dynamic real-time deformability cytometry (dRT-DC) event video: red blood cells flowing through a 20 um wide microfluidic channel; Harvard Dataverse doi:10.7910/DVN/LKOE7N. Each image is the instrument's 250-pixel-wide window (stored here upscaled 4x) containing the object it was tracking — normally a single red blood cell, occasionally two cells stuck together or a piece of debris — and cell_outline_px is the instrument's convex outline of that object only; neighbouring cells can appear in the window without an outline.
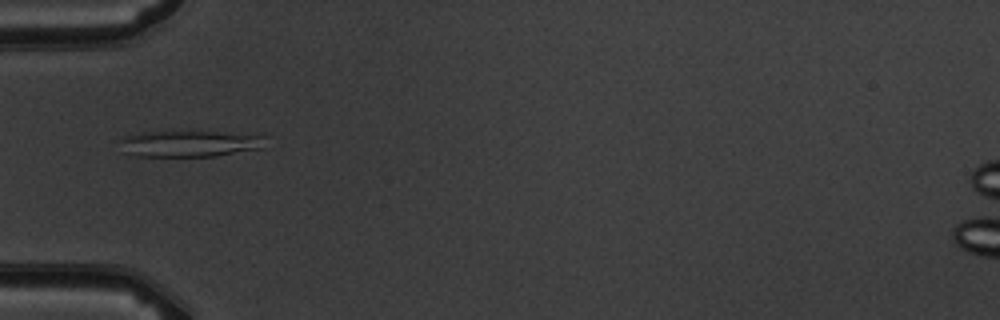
{"species": "common noctule bat (a hibernating species)", "species_latin": "Nyctalus noctula", "temperature_condition": "warm", "stored_images_in_passage": 5, "camera_frame_rate_fps": 3000, "um_per_image_px": 0.085, "animal": {"sex": "male", "body_mass_g": 19.5, "forearm_length_mm": 54.6}, "frame": {"image": 1, "passage_image": 2, "time_ms": 1.333, "image_size_px": [1000, 320], "cell_outline_px": [[264, 148], [216, 156], [136, 156], [124, 152], [116, 140], [124, 136], [140, 132], [212, 132], [264, 136]], "centroid_in_image_um": [16.02, 12.22], "position_along_channel_um": 69.0, "area_um2": 22.2}}
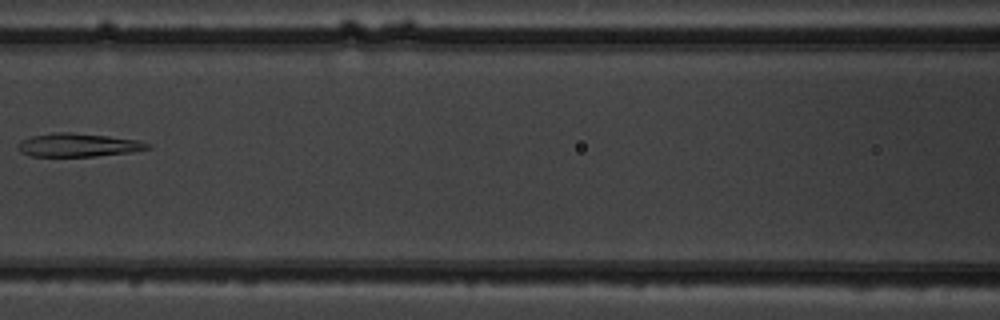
{"frame": {"image": 2, "passage_image": 4, "time_ms": 3.667, "image_size_px": [1000, 320], "cell_outline_px": [[152, 148], [132, 152], [96, 156], [32, 156], [20, 152], [16, 148], [20, 140], [32, 136], [56, 132], [72, 132], [108, 136], [140, 140], [152, 144]], "centroid_in_image_um": [6.68, 12.32], "position_along_channel_um": 159.9, "area_um2": 17.86}}
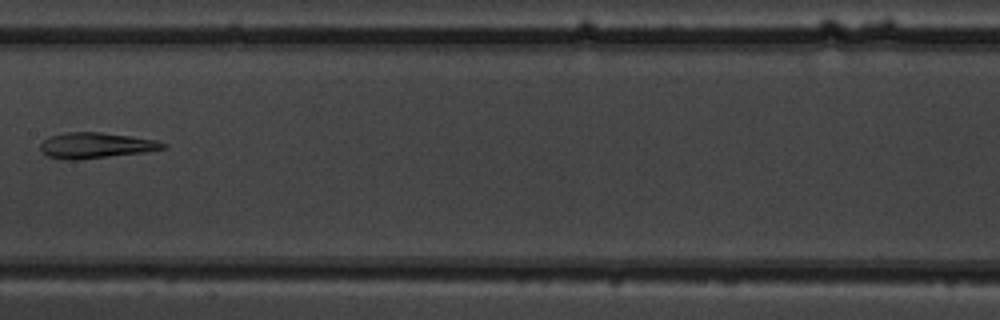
{"frame": {"image": 3, "passage_image": 5, "time_ms": 4.667, "image_size_px": [1000, 320], "cell_outline_px": [[168, 148], [144, 152], [76, 160], [64, 160], [48, 156], [40, 148], [40, 144], [48, 136], [64, 132], [100, 132], [132, 136], [156, 140], [168, 144]], "centroid_in_image_um": [8.16, 12.35], "position_along_channel_um": 199.2, "area_um2": 18.44}}